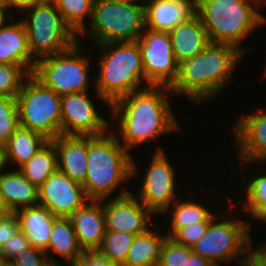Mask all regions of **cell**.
Masks as SVG:
<instances>
[{
  "mask_svg": "<svg viewBox=\"0 0 266 266\" xmlns=\"http://www.w3.org/2000/svg\"><path fill=\"white\" fill-rule=\"evenodd\" d=\"M191 248L166 237L162 243L158 266H186Z\"/></svg>",
  "mask_w": 266,
  "mask_h": 266,
  "instance_id": "836d02e7",
  "label": "cell"
},
{
  "mask_svg": "<svg viewBox=\"0 0 266 266\" xmlns=\"http://www.w3.org/2000/svg\"><path fill=\"white\" fill-rule=\"evenodd\" d=\"M113 133L88 136L87 174L82 184L89 200H103L136 174L135 160Z\"/></svg>",
  "mask_w": 266,
  "mask_h": 266,
  "instance_id": "3957f363",
  "label": "cell"
},
{
  "mask_svg": "<svg viewBox=\"0 0 266 266\" xmlns=\"http://www.w3.org/2000/svg\"><path fill=\"white\" fill-rule=\"evenodd\" d=\"M58 169L54 142L49 140L19 170L32 184L39 188Z\"/></svg>",
  "mask_w": 266,
  "mask_h": 266,
  "instance_id": "4316f807",
  "label": "cell"
},
{
  "mask_svg": "<svg viewBox=\"0 0 266 266\" xmlns=\"http://www.w3.org/2000/svg\"><path fill=\"white\" fill-rule=\"evenodd\" d=\"M0 266H12L9 262L0 261Z\"/></svg>",
  "mask_w": 266,
  "mask_h": 266,
  "instance_id": "c3c4849f",
  "label": "cell"
},
{
  "mask_svg": "<svg viewBox=\"0 0 266 266\" xmlns=\"http://www.w3.org/2000/svg\"><path fill=\"white\" fill-rule=\"evenodd\" d=\"M38 199L57 217H70L89 200L83 186L58 169L38 188Z\"/></svg>",
  "mask_w": 266,
  "mask_h": 266,
  "instance_id": "9a60e30c",
  "label": "cell"
},
{
  "mask_svg": "<svg viewBox=\"0 0 266 266\" xmlns=\"http://www.w3.org/2000/svg\"><path fill=\"white\" fill-rule=\"evenodd\" d=\"M242 56L233 45L210 43L198 56L179 63L171 95L183 94L195 104L214 98L224 90Z\"/></svg>",
  "mask_w": 266,
  "mask_h": 266,
  "instance_id": "7a4b0ae2",
  "label": "cell"
},
{
  "mask_svg": "<svg viewBox=\"0 0 266 266\" xmlns=\"http://www.w3.org/2000/svg\"><path fill=\"white\" fill-rule=\"evenodd\" d=\"M38 3L56 4L58 0H37Z\"/></svg>",
  "mask_w": 266,
  "mask_h": 266,
  "instance_id": "bcb514c9",
  "label": "cell"
},
{
  "mask_svg": "<svg viewBox=\"0 0 266 266\" xmlns=\"http://www.w3.org/2000/svg\"><path fill=\"white\" fill-rule=\"evenodd\" d=\"M158 229L154 227L135 236L123 266H158L161 246L167 237L159 236Z\"/></svg>",
  "mask_w": 266,
  "mask_h": 266,
  "instance_id": "484cf974",
  "label": "cell"
},
{
  "mask_svg": "<svg viewBox=\"0 0 266 266\" xmlns=\"http://www.w3.org/2000/svg\"><path fill=\"white\" fill-rule=\"evenodd\" d=\"M48 141L41 134L19 125L4 145L6 163H14L19 169Z\"/></svg>",
  "mask_w": 266,
  "mask_h": 266,
  "instance_id": "d4e9b609",
  "label": "cell"
},
{
  "mask_svg": "<svg viewBox=\"0 0 266 266\" xmlns=\"http://www.w3.org/2000/svg\"><path fill=\"white\" fill-rule=\"evenodd\" d=\"M210 222H199L179 228L170 238L183 246L191 248L208 230Z\"/></svg>",
  "mask_w": 266,
  "mask_h": 266,
  "instance_id": "e575fe53",
  "label": "cell"
},
{
  "mask_svg": "<svg viewBox=\"0 0 266 266\" xmlns=\"http://www.w3.org/2000/svg\"><path fill=\"white\" fill-rule=\"evenodd\" d=\"M15 214L18 217L20 230L25 233L30 246L45 251L57 216L39 204L20 209Z\"/></svg>",
  "mask_w": 266,
  "mask_h": 266,
  "instance_id": "603a6c76",
  "label": "cell"
},
{
  "mask_svg": "<svg viewBox=\"0 0 266 266\" xmlns=\"http://www.w3.org/2000/svg\"><path fill=\"white\" fill-rule=\"evenodd\" d=\"M252 246L251 244L246 249L245 256L242 257L240 266H266V244L262 242V244L260 243L258 248L255 249H252Z\"/></svg>",
  "mask_w": 266,
  "mask_h": 266,
  "instance_id": "ab89813d",
  "label": "cell"
},
{
  "mask_svg": "<svg viewBox=\"0 0 266 266\" xmlns=\"http://www.w3.org/2000/svg\"><path fill=\"white\" fill-rule=\"evenodd\" d=\"M52 141L58 170L82 185L87 174L88 136L59 135Z\"/></svg>",
  "mask_w": 266,
  "mask_h": 266,
  "instance_id": "d6986e66",
  "label": "cell"
},
{
  "mask_svg": "<svg viewBox=\"0 0 266 266\" xmlns=\"http://www.w3.org/2000/svg\"><path fill=\"white\" fill-rule=\"evenodd\" d=\"M95 0H58L55 4L64 22L77 35L85 34V17H90L91 22Z\"/></svg>",
  "mask_w": 266,
  "mask_h": 266,
  "instance_id": "f1b7e54d",
  "label": "cell"
},
{
  "mask_svg": "<svg viewBox=\"0 0 266 266\" xmlns=\"http://www.w3.org/2000/svg\"><path fill=\"white\" fill-rule=\"evenodd\" d=\"M25 12L30 18L26 16L22 22L36 62L66 52L78 42L79 36L64 22L55 4L36 3Z\"/></svg>",
  "mask_w": 266,
  "mask_h": 266,
  "instance_id": "52a82bcc",
  "label": "cell"
},
{
  "mask_svg": "<svg viewBox=\"0 0 266 266\" xmlns=\"http://www.w3.org/2000/svg\"><path fill=\"white\" fill-rule=\"evenodd\" d=\"M102 50L99 77L95 79L96 95L111 106L119 98L140 88L145 82L138 41L96 44Z\"/></svg>",
  "mask_w": 266,
  "mask_h": 266,
  "instance_id": "5b68a950",
  "label": "cell"
},
{
  "mask_svg": "<svg viewBox=\"0 0 266 266\" xmlns=\"http://www.w3.org/2000/svg\"><path fill=\"white\" fill-rule=\"evenodd\" d=\"M177 63L198 56L211 42L198 15L178 24L168 32Z\"/></svg>",
  "mask_w": 266,
  "mask_h": 266,
  "instance_id": "ffe728a7",
  "label": "cell"
},
{
  "mask_svg": "<svg viewBox=\"0 0 266 266\" xmlns=\"http://www.w3.org/2000/svg\"><path fill=\"white\" fill-rule=\"evenodd\" d=\"M87 92L61 96V135L100 136L107 134L109 123L98 114Z\"/></svg>",
  "mask_w": 266,
  "mask_h": 266,
  "instance_id": "4fadbf2b",
  "label": "cell"
},
{
  "mask_svg": "<svg viewBox=\"0 0 266 266\" xmlns=\"http://www.w3.org/2000/svg\"><path fill=\"white\" fill-rule=\"evenodd\" d=\"M253 219H259V221H266V204L263 205L253 216Z\"/></svg>",
  "mask_w": 266,
  "mask_h": 266,
  "instance_id": "7bdbcfd3",
  "label": "cell"
},
{
  "mask_svg": "<svg viewBox=\"0 0 266 266\" xmlns=\"http://www.w3.org/2000/svg\"><path fill=\"white\" fill-rule=\"evenodd\" d=\"M166 91L171 93L170 87L145 86L111 104L112 120H118L121 144L127 151L180 129Z\"/></svg>",
  "mask_w": 266,
  "mask_h": 266,
  "instance_id": "6da1fadb",
  "label": "cell"
},
{
  "mask_svg": "<svg viewBox=\"0 0 266 266\" xmlns=\"http://www.w3.org/2000/svg\"><path fill=\"white\" fill-rule=\"evenodd\" d=\"M76 238L83 251L98 250L106 232L105 214L101 200H88L70 217Z\"/></svg>",
  "mask_w": 266,
  "mask_h": 266,
  "instance_id": "e0dca14e",
  "label": "cell"
},
{
  "mask_svg": "<svg viewBox=\"0 0 266 266\" xmlns=\"http://www.w3.org/2000/svg\"><path fill=\"white\" fill-rule=\"evenodd\" d=\"M7 163L5 158V149L4 146L0 145V173L3 172L4 169H6Z\"/></svg>",
  "mask_w": 266,
  "mask_h": 266,
  "instance_id": "f6af8a7d",
  "label": "cell"
},
{
  "mask_svg": "<svg viewBox=\"0 0 266 266\" xmlns=\"http://www.w3.org/2000/svg\"><path fill=\"white\" fill-rule=\"evenodd\" d=\"M53 251L54 254L60 255L66 261H75L78 259L83 250L80 248L72 221L69 217H57L53 223L50 240L45 253L49 263L52 266H60L51 255L47 254Z\"/></svg>",
  "mask_w": 266,
  "mask_h": 266,
  "instance_id": "cb8c5ba5",
  "label": "cell"
},
{
  "mask_svg": "<svg viewBox=\"0 0 266 266\" xmlns=\"http://www.w3.org/2000/svg\"><path fill=\"white\" fill-rule=\"evenodd\" d=\"M134 238L126 232L106 231L98 251L115 266H123Z\"/></svg>",
  "mask_w": 266,
  "mask_h": 266,
  "instance_id": "f546056e",
  "label": "cell"
},
{
  "mask_svg": "<svg viewBox=\"0 0 266 266\" xmlns=\"http://www.w3.org/2000/svg\"><path fill=\"white\" fill-rule=\"evenodd\" d=\"M150 160L137 199L153 214H164L176 201L175 170L161 148Z\"/></svg>",
  "mask_w": 266,
  "mask_h": 266,
  "instance_id": "7c38bea8",
  "label": "cell"
},
{
  "mask_svg": "<svg viewBox=\"0 0 266 266\" xmlns=\"http://www.w3.org/2000/svg\"><path fill=\"white\" fill-rule=\"evenodd\" d=\"M0 198L5 211H16L39 204L38 188L19 169L0 173Z\"/></svg>",
  "mask_w": 266,
  "mask_h": 266,
  "instance_id": "7402d4cb",
  "label": "cell"
},
{
  "mask_svg": "<svg viewBox=\"0 0 266 266\" xmlns=\"http://www.w3.org/2000/svg\"><path fill=\"white\" fill-rule=\"evenodd\" d=\"M68 266H115L106 256L98 250L83 251L82 255L75 261H69Z\"/></svg>",
  "mask_w": 266,
  "mask_h": 266,
  "instance_id": "74e56055",
  "label": "cell"
},
{
  "mask_svg": "<svg viewBox=\"0 0 266 266\" xmlns=\"http://www.w3.org/2000/svg\"><path fill=\"white\" fill-rule=\"evenodd\" d=\"M217 218L218 216L210 222L207 232L191 247L192 252L211 261L215 266H220V261H230L235 257L239 259L237 263L241 264V255L252 244L250 224L247 220L231 218L223 221Z\"/></svg>",
  "mask_w": 266,
  "mask_h": 266,
  "instance_id": "30bf717a",
  "label": "cell"
},
{
  "mask_svg": "<svg viewBox=\"0 0 266 266\" xmlns=\"http://www.w3.org/2000/svg\"><path fill=\"white\" fill-rule=\"evenodd\" d=\"M233 131L242 160L246 163L266 160V111L260 109L239 117Z\"/></svg>",
  "mask_w": 266,
  "mask_h": 266,
  "instance_id": "2e32d148",
  "label": "cell"
},
{
  "mask_svg": "<svg viewBox=\"0 0 266 266\" xmlns=\"http://www.w3.org/2000/svg\"><path fill=\"white\" fill-rule=\"evenodd\" d=\"M186 266H215V265L211 261L192 252L188 257Z\"/></svg>",
  "mask_w": 266,
  "mask_h": 266,
  "instance_id": "b9f144b4",
  "label": "cell"
},
{
  "mask_svg": "<svg viewBox=\"0 0 266 266\" xmlns=\"http://www.w3.org/2000/svg\"><path fill=\"white\" fill-rule=\"evenodd\" d=\"M145 28L170 32L195 14L196 0H144Z\"/></svg>",
  "mask_w": 266,
  "mask_h": 266,
  "instance_id": "ac0fdd59",
  "label": "cell"
},
{
  "mask_svg": "<svg viewBox=\"0 0 266 266\" xmlns=\"http://www.w3.org/2000/svg\"><path fill=\"white\" fill-rule=\"evenodd\" d=\"M107 200H101L106 231L126 232L136 236L149 229V217L153 213L137 199L132 191L122 189L118 195Z\"/></svg>",
  "mask_w": 266,
  "mask_h": 266,
  "instance_id": "5bb4252c",
  "label": "cell"
},
{
  "mask_svg": "<svg viewBox=\"0 0 266 266\" xmlns=\"http://www.w3.org/2000/svg\"><path fill=\"white\" fill-rule=\"evenodd\" d=\"M36 3H38L37 0H3V4L7 8L9 9H12L13 7L18 8L21 14L28 8L35 5Z\"/></svg>",
  "mask_w": 266,
  "mask_h": 266,
  "instance_id": "60d3db41",
  "label": "cell"
},
{
  "mask_svg": "<svg viewBox=\"0 0 266 266\" xmlns=\"http://www.w3.org/2000/svg\"><path fill=\"white\" fill-rule=\"evenodd\" d=\"M0 211H5L3 204H2V201H1V198H0Z\"/></svg>",
  "mask_w": 266,
  "mask_h": 266,
  "instance_id": "681fc988",
  "label": "cell"
},
{
  "mask_svg": "<svg viewBox=\"0 0 266 266\" xmlns=\"http://www.w3.org/2000/svg\"><path fill=\"white\" fill-rule=\"evenodd\" d=\"M20 230L18 217L9 212L0 221V250Z\"/></svg>",
  "mask_w": 266,
  "mask_h": 266,
  "instance_id": "f35d334b",
  "label": "cell"
},
{
  "mask_svg": "<svg viewBox=\"0 0 266 266\" xmlns=\"http://www.w3.org/2000/svg\"><path fill=\"white\" fill-rule=\"evenodd\" d=\"M252 178V179H251ZM245 189L246 195L245 205L242 204L245 212L250 211L253 216L263 205L266 204V174L253 175L249 178Z\"/></svg>",
  "mask_w": 266,
  "mask_h": 266,
  "instance_id": "d6a6232c",
  "label": "cell"
},
{
  "mask_svg": "<svg viewBox=\"0 0 266 266\" xmlns=\"http://www.w3.org/2000/svg\"><path fill=\"white\" fill-rule=\"evenodd\" d=\"M19 126L16 98L0 95V145L4 146Z\"/></svg>",
  "mask_w": 266,
  "mask_h": 266,
  "instance_id": "1f68e13d",
  "label": "cell"
},
{
  "mask_svg": "<svg viewBox=\"0 0 266 266\" xmlns=\"http://www.w3.org/2000/svg\"><path fill=\"white\" fill-rule=\"evenodd\" d=\"M171 213V231L166 233L167 237H171L179 228L193 225L199 222H211L217 215L210 212L202 203L193 201H179L177 200Z\"/></svg>",
  "mask_w": 266,
  "mask_h": 266,
  "instance_id": "83f0119b",
  "label": "cell"
},
{
  "mask_svg": "<svg viewBox=\"0 0 266 266\" xmlns=\"http://www.w3.org/2000/svg\"><path fill=\"white\" fill-rule=\"evenodd\" d=\"M9 263L12 266H52L45 251L32 246L20 252Z\"/></svg>",
  "mask_w": 266,
  "mask_h": 266,
  "instance_id": "d590c367",
  "label": "cell"
},
{
  "mask_svg": "<svg viewBox=\"0 0 266 266\" xmlns=\"http://www.w3.org/2000/svg\"><path fill=\"white\" fill-rule=\"evenodd\" d=\"M137 0H95L90 31L95 44L137 41L145 30L144 3Z\"/></svg>",
  "mask_w": 266,
  "mask_h": 266,
  "instance_id": "8992f818",
  "label": "cell"
},
{
  "mask_svg": "<svg viewBox=\"0 0 266 266\" xmlns=\"http://www.w3.org/2000/svg\"><path fill=\"white\" fill-rule=\"evenodd\" d=\"M263 8L260 0H196L195 13L211 43L230 44L246 54L239 44L254 28L264 25L266 17L255 8Z\"/></svg>",
  "mask_w": 266,
  "mask_h": 266,
  "instance_id": "277c9868",
  "label": "cell"
},
{
  "mask_svg": "<svg viewBox=\"0 0 266 266\" xmlns=\"http://www.w3.org/2000/svg\"><path fill=\"white\" fill-rule=\"evenodd\" d=\"M0 63L24 66L32 74L36 61L32 58L22 20L0 28Z\"/></svg>",
  "mask_w": 266,
  "mask_h": 266,
  "instance_id": "44dd1931",
  "label": "cell"
},
{
  "mask_svg": "<svg viewBox=\"0 0 266 266\" xmlns=\"http://www.w3.org/2000/svg\"><path fill=\"white\" fill-rule=\"evenodd\" d=\"M8 10L9 9L3 3L0 4V28H2L4 24H6L5 16L7 13L5 11L8 12Z\"/></svg>",
  "mask_w": 266,
  "mask_h": 266,
  "instance_id": "ee69618b",
  "label": "cell"
},
{
  "mask_svg": "<svg viewBox=\"0 0 266 266\" xmlns=\"http://www.w3.org/2000/svg\"><path fill=\"white\" fill-rule=\"evenodd\" d=\"M30 246L29 240L25 233L19 230L0 250V261L10 262L20 252L28 249Z\"/></svg>",
  "mask_w": 266,
  "mask_h": 266,
  "instance_id": "8d00e7d4",
  "label": "cell"
},
{
  "mask_svg": "<svg viewBox=\"0 0 266 266\" xmlns=\"http://www.w3.org/2000/svg\"><path fill=\"white\" fill-rule=\"evenodd\" d=\"M29 74L24 66L0 63V95L16 98Z\"/></svg>",
  "mask_w": 266,
  "mask_h": 266,
  "instance_id": "4dcf8cb0",
  "label": "cell"
},
{
  "mask_svg": "<svg viewBox=\"0 0 266 266\" xmlns=\"http://www.w3.org/2000/svg\"><path fill=\"white\" fill-rule=\"evenodd\" d=\"M82 46L78 40L68 51L40 59L32 75L60 97L74 92H87L91 65L90 60L81 54L86 48Z\"/></svg>",
  "mask_w": 266,
  "mask_h": 266,
  "instance_id": "9c48e42d",
  "label": "cell"
},
{
  "mask_svg": "<svg viewBox=\"0 0 266 266\" xmlns=\"http://www.w3.org/2000/svg\"><path fill=\"white\" fill-rule=\"evenodd\" d=\"M263 4L265 3L266 4V0H260Z\"/></svg>",
  "mask_w": 266,
  "mask_h": 266,
  "instance_id": "f907efd6",
  "label": "cell"
},
{
  "mask_svg": "<svg viewBox=\"0 0 266 266\" xmlns=\"http://www.w3.org/2000/svg\"><path fill=\"white\" fill-rule=\"evenodd\" d=\"M7 211H0V221L8 214Z\"/></svg>",
  "mask_w": 266,
  "mask_h": 266,
  "instance_id": "7dc6e473",
  "label": "cell"
},
{
  "mask_svg": "<svg viewBox=\"0 0 266 266\" xmlns=\"http://www.w3.org/2000/svg\"><path fill=\"white\" fill-rule=\"evenodd\" d=\"M19 125L54 140L60 134L61 97L29 74L16 97Z\"/></svg>",
  "mask_w": 266,
  "mask_h": 266,
  "instance_id": "ba28073f",
  "label": "cell"
},
{
  "mask_svg": "<svg viewBox=\"0 0 266 266\" xmlns=\"http://www.w3.org/2000/svg\"><path fill=\"white\" fill-rule=\"evenodd\" d=\"M137 40L146 85L171 87L178 75V63L168 32L145 28Z\"/></svg>",
  "mask_w": 266,
  "mask_h": 266,
  "instance_id": "8fae6325",
  "label": "cell"
}]
</instances>
